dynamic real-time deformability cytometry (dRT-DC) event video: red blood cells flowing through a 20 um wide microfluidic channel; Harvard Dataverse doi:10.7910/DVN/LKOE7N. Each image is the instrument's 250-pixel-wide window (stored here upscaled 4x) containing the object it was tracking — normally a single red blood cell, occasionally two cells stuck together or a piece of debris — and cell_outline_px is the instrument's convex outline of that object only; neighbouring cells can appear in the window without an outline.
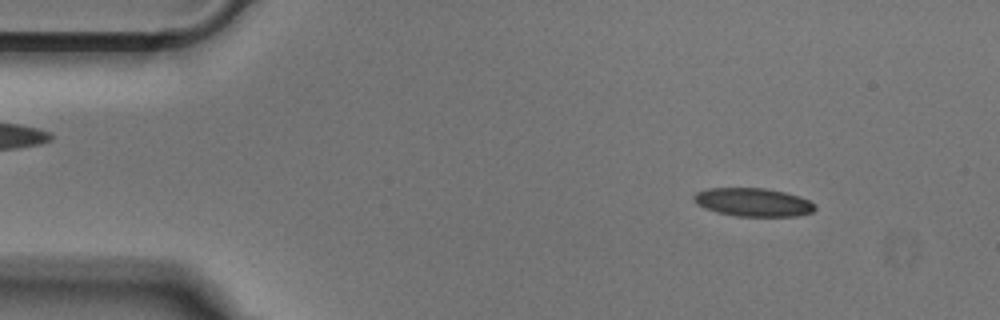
{"species": "Egyptian fruit bat (a non-hibernating species)", "species_latin": "Rousettus aegyptiacus", "temperature_condition": "cold", "stored_images_in_passage": 50, "camera_frame_rate_fps": 3000, "um_per_image_px": 0.085, "animal": {"sex": "male"}, "frame": {"image": 1, "passage_image": 5, "time_ms": 1.333, "image_size_px": [1000, 320], "cell_outline_px": [[816, 208], [812, 212], [796, 216], [736, 216], [716, 212], [704, 208], [696, 204], [692, 200], [692, 196], [696, 192], [708, 188], [764, 188], [784, 192], [800, 196], [816, 204]], "centroid_in_image_um": [63.99, 17.19], "position_along_channel_um": 21.0, "area_um2": 20.17}}
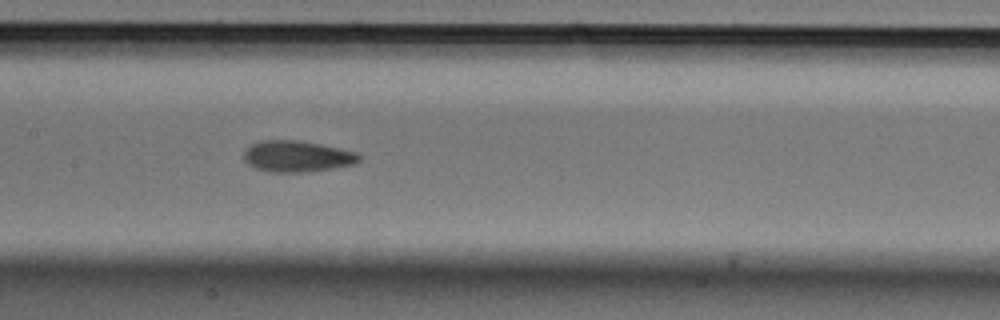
{"frame": {"image": 2, "passage_image": 23, "time_ms": 7.333, "image_size_px": [1000, 320], "cell_outline_px": [[360, 160], [352, 164], [332, 168], [300, 172], [268, 172], [256, 168], [248, 164], [244, 160], [244, 148], [260, 140], [300, 140], [340, 148], [356, 152], [360, 156]], "centroid_in_image_um": [25.2, 13.27], "position_along_channel_um": 182.2, "area_um2": 20.92}}
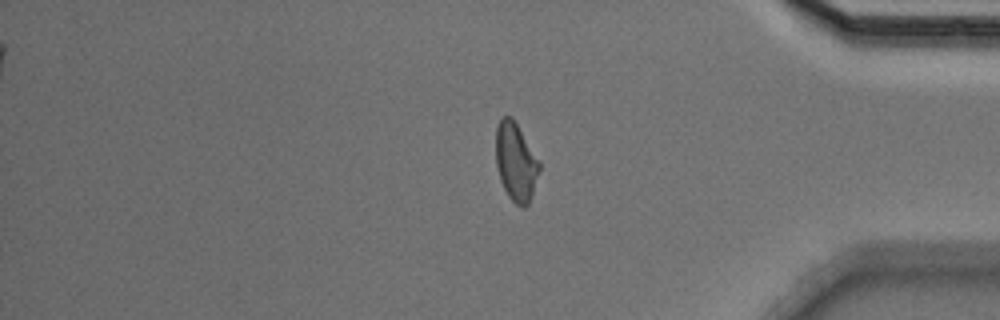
{"frame": {"image": 3, "passage_image": 41, "time_ms": 13.333, "image_size_px": [1000, 320], "cell_outline_px": [[540, 172], [528, 204], [524, 208], [516, 204], [508, 196], [500, 180], [496, 164], [496, 128], [500, 116], [512, 116], [540, 160]], "centroid_in_image_um": [43.85, 13.73], "position_along_channel_um": 391.4, "area_um2": 20.06}}